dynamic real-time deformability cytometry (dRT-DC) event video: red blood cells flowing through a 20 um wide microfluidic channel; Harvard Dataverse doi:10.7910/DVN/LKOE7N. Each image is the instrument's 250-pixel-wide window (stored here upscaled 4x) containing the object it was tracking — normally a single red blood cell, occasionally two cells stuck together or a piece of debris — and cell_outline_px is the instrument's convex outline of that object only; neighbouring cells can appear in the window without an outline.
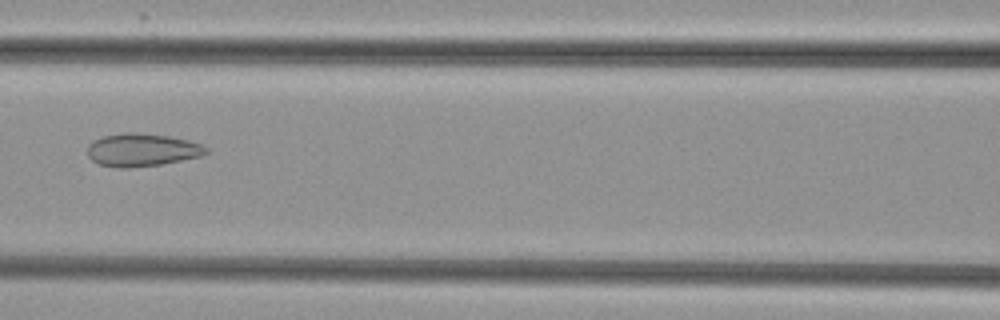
{"species": "common noctule bat (a hibernating species)", "species_latin": "Nyctalus noctula", "temperature_condition": "cold", "stored_images_in_passage": 8, "camera_frame_rate_fps": 3000, "um_per_image_px": 0.085, "animal": {"sex": "female", "body_mass_g": 29.2, "forearm_length_mm": 56.3}, "frame": {"image": 1, "passage_image": 7, "time_ms": 8.0, "image_size_px": [1000, 320], "cell_outline_px": [[208, 152], [200, 156], [160, 164], [128, 168], [120, 168], [100, 164], [92, 160], [88, 156], [88, 144], [92, 140], [104, 136], [124, 132], [136, 132], [168, 136], [188, 140], [200, 144], [208, 148]], "centroid_in_image_um": [12.04, 12.73], "position_along_channel_um": 154.6, "area_um2": 22.6}}
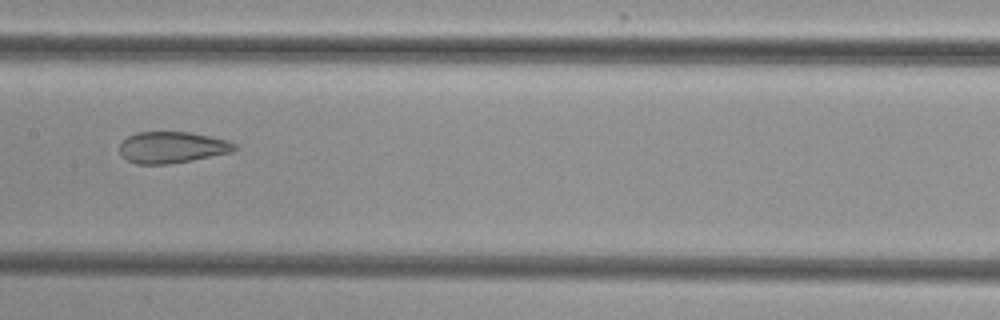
{"frame": {"image": 2, "passage_image": 8, "time_ms": 9.0, "image_size_px": [1000, 320], "cell_outline_px": [[236, 148], [232, 152], [192, 160], [168, 164], [136, 164], [128, 160], [120, 152], [120, 144], [128, 136], [136, 132], [188, 132], [212, 136], [228, 140], [236, 144]], "centroid_in_image_um": [14.64, 12.52], "position_along_channel_um": 192.8, "area_um2": 20.98}}